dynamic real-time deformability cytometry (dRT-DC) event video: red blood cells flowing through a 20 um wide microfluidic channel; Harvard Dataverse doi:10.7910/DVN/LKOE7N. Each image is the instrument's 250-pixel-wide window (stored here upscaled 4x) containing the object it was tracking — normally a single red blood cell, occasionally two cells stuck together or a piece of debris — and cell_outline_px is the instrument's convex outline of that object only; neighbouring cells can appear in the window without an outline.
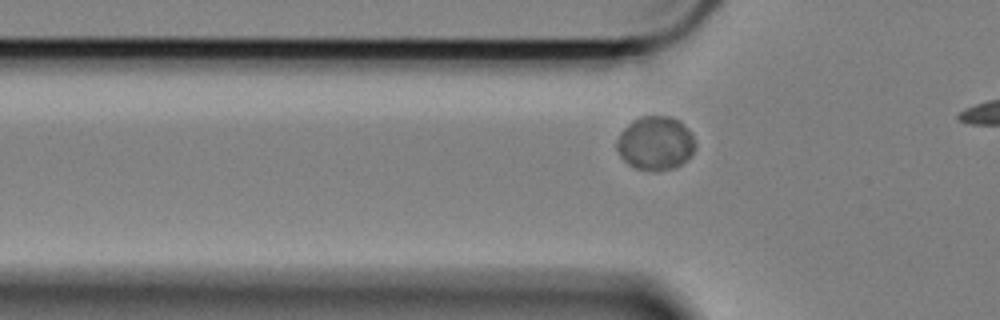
{"species": "Egyptian fruit bat (a non-hibernating species)", "species_latin": "Rousettus aegyptiacus", "temperature_condition": "cold", "stored_images_in_passage": 13, "camera_frame_rate_fps": 3000, "um_per_image_px": 0.085, "animal": {"sex": "female"}, "frame": {"image": 1, "passage_image": 2, "time_ms": 0.333, "image_size_px": [1000, 320], "cell_outline_px": [[696, 148], [676, 168], [656, 172], [652, 172], [636, 168], [628, 164], [620, 156], [616, 148], [616, 140], [620, 132], [632, 120], [644, 116], [668, 116], [680, 120], [688, 128], [696, 144]], "centroid_in_image_um": [55.69, 12.18], "position_along_channel_um": 70.1, "area_um2": 24.8}}
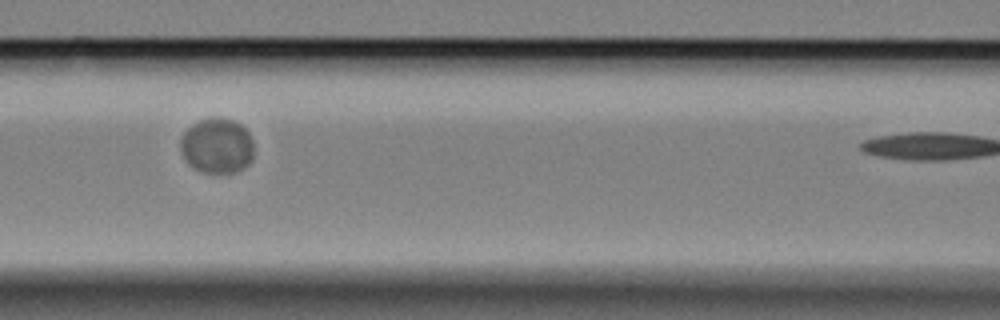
{"frame": {"image": 2, "passage_image": 9, "time_ms": 2.667, "image_size_px": [1000, 320], "cell_outline_px": [[252, 156], [248, 164], [236, 172], [204, 172], [188, 164], [180, 148], [180, 140], [184, 132], [192, 124], [208, 116], [220, 116], [232, 120], [240, 124], [248, 132], [252, 140]], "centroid_in_image_um": [18.43, 12.35], "position_along_channel_um": 148.2, "area_um2": 23.52}}
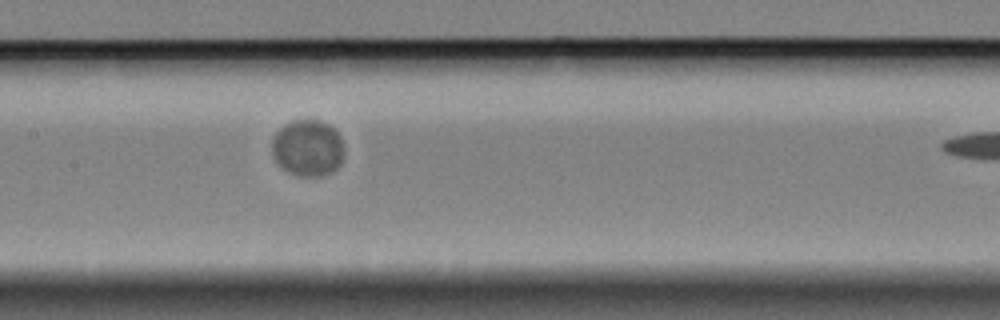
{"frame": {"image": 3, "passage_image": 12, "time_ms": 3.667, "image_size_px": [1000, 320], "cell_outline_px": [[344, 152], [340, 164], [332, 172], [320, 176], [300, 176], [284, 168], [276, 160], [272, 152], [272, 140], [276, 132], [280, 128], [292, 120], [316, 120], [328, 124], [336, 128], [340, 136]], "centroid_in_image_um": [26.18, 12.56], "position_along_channel_um": 181.2, "area_um2": 23.58}}